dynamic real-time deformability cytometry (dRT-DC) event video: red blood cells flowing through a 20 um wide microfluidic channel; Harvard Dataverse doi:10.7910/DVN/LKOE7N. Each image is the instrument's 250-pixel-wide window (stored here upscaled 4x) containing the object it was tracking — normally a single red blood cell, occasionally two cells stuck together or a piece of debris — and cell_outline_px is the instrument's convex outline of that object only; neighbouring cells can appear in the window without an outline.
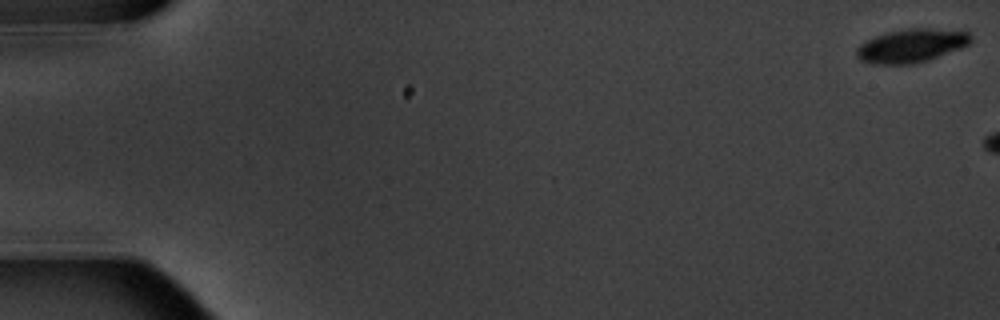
{"species": "common noctule bat (a hibernating species)", "species_latin": "Nyctalus noctula", "temperature_condition": "warm", "stored_images_in_passage": 6, "camera_frame_rate_fps": 3000, "um_per_image_px": 0.085, "animal": {"sex": "male", "body_mass_g": 20.1, "forearm_length_mm": 53.5}, "frame": {"image": 1, "passage_image": 1, "time_ms": 0.0, "image_size_px": [1000, 320], "cell_outline_px": [[972, 40], [968, 44], [960, 48], [928, 60], [912, 64], [872, 64], [860, 60], [856, 56], [856, 48], [860, 44], [876, 36], [888, 32], [912, 28], [964, 28], [972, 36]], "centroid_in_image_um": [77.53, 3.86], "position_along_channel_um": 7.5, "area_um2": 22.6}}